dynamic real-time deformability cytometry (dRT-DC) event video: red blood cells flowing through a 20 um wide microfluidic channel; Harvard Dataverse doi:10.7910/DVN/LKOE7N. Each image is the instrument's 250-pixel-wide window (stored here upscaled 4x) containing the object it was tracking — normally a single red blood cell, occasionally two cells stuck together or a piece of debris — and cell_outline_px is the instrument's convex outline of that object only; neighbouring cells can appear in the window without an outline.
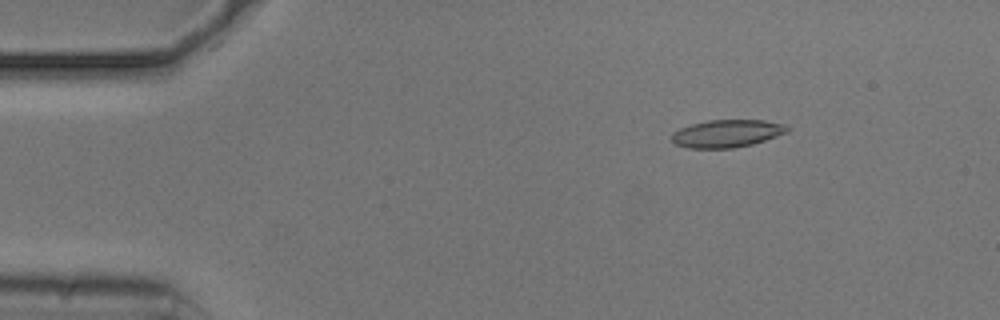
{"species": "common noctule bat (a hibernating species)", "species_latin": "Nyctalus noctula", "temperature_condition": "cold", "stored_images_in_passage": 53, "camera_frame_rate_fps": 3000, "um_per_image_px": 0.085, "animal": {"sex": "male", "body_mass_g": 20.5, "forearm_length_mm": 52.5}, "frame": {"image": 1, "passage_image": 7, "time_ms": 2.0, "image_size_px": [1000, 320], "cell_outline_px": [[792, 128], [788, 132], [752, 144], [732, 148], [688, 148], [676, 144], [672, 140], [672, 132], [680, 128], [692, 124], [708, 120], [764, 120], [784, 124]], "centroid_in_image_um": [61.8, 11.34], "position_along_channel_um": 23.2, "area_um2": 18.55}}
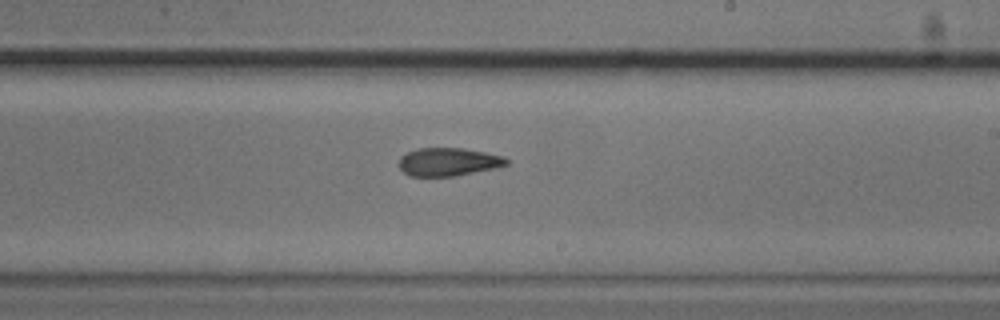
{"frame": {"image": 2, "passage_image": 31, "time_ms": 10.0, "image_size_px": [1000, 320], "cell_outline_px": [[508, 164], [496, 168], [456, 176], [408, 176], [400, 168], [400, 156], [416, 148], [464, 148], [504, 156], [508, 160]], "centroid_in_image_um": [38.12, 13.76], "position_along_channel_um": 250.9, "area_um2": 17.69}}
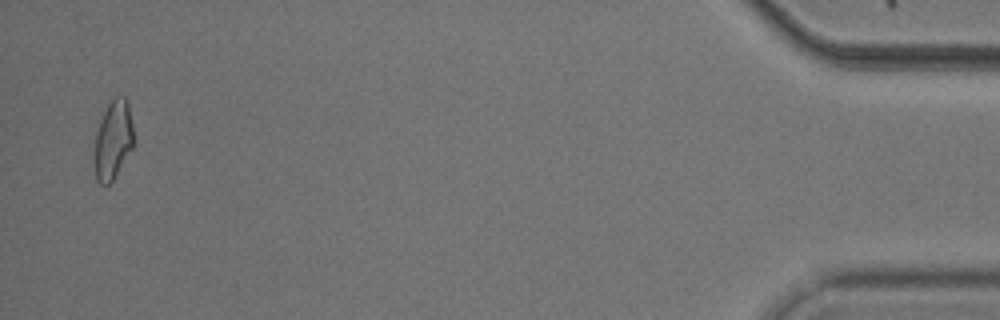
{"frame": {"image": 3, "passage_image": 52, "time_ms": 17.0, "image_size_px": [1000, 320], "cell_outline_px": [[136, 140], [132, 148], [112, 180], [108, 184], [100, 184], [96, 180], [92, 156], [96, 132], [100, 120], [108, 104], [116, 96], [124, 96], [128, 100]], "centroid_in_image_um": [9.61, 11.88], "position_along_channel_um": 425.6, "area_um2": 18.5}, "authors_computed_cell_mechanics": {"area_um2": 18.4382, "velocity_mm_per_s": 3.7462, "shape_relaxation_time_tau1_ms": null, "shape_relaxation_time_tau2_ms": 5.5666, "deformation_change_tau1": null, "deformation_change_tau2": 0.1369}}